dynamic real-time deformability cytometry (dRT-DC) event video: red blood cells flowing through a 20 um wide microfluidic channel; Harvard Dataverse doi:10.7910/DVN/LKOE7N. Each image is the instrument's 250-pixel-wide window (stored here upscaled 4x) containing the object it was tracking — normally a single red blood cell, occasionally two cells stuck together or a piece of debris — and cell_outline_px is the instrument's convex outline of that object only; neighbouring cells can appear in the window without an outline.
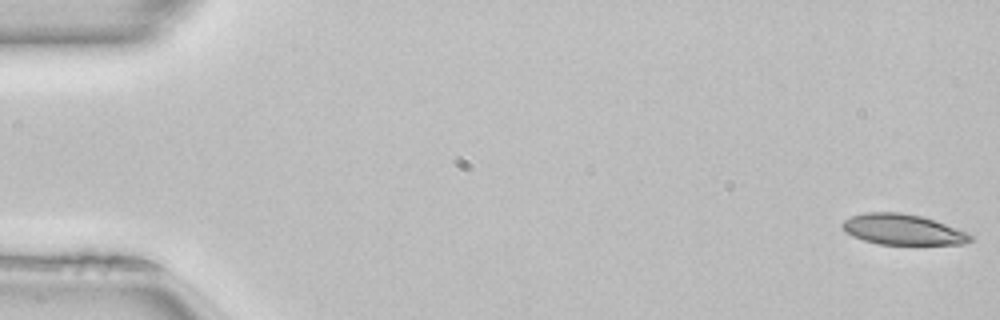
{"species": "common noctule bat (a hibernating species)", "species_latin": "Nyctalus noctula", "temperature_condition": "room temperature", "stored_images_in_passage": 50, "camera_frame_rate_fps": 3000, "um_per_image_px": 0.085, "animal": {"sex": "female", "body_mass_g": 22.7, "forearm_length_mm": 54.2}, "frame": {"image": 1, "passage_image": 1, "time_ms": 0.0, "image_size_px": [1000, 320], "cell_outline_px": [[972, 240], [964, 244], [880, 244], [864, 240], [852, 236], [840, 224], [844, 220], [852, 216], [864, 212], [900, 212], [920, 216], [968, 232], [972, 236]], "centroid_in_image_um": [76.73, 19.51], "position_along_channel_um": 8.3, "area_um2": 22.54}}
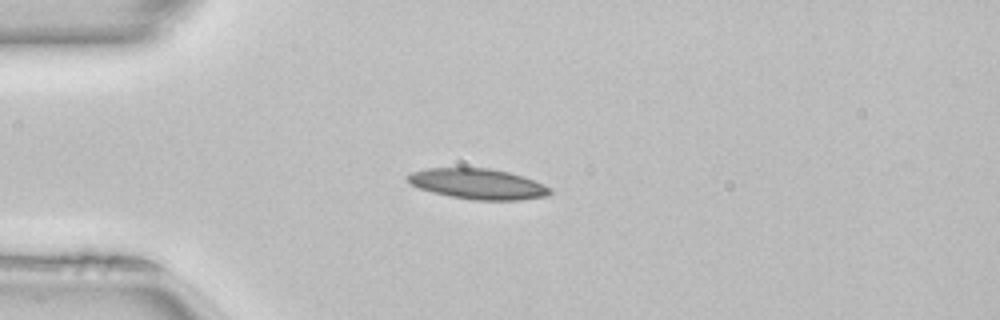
{"frame": {"image": 2, "passage_image": 13, "time_ms": 4.0, "image_size_px": [1000, 320], "cell_outline_px": [[552, 192], [548, 196], [520, 200], [476, 200], [448, 196], [432, 192], [420, 188], [412, 184], [404, 176], [412, 172], [428, 168], [488, 168], [508, 172], [524, 176], [544, 184], [552, 188]], "centroid_in_image_um": [40.66, 15.64], "position_along_channel_um": 44.3, "area_um2": 25.37}}
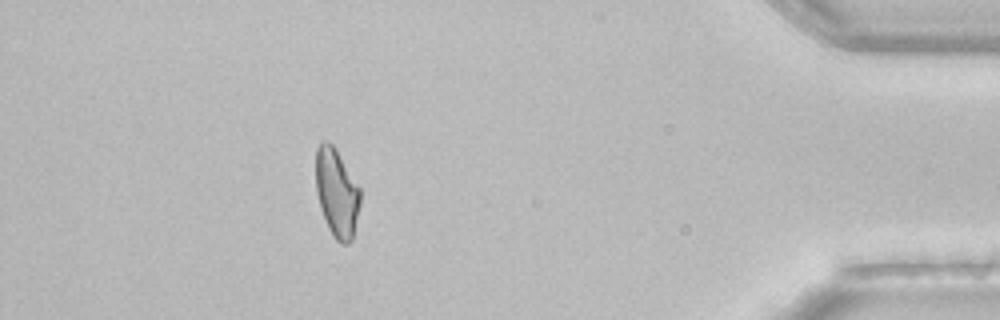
{"frame": {"image": 3, "passage_image": 45, "time_ms": 14.667, "image_size_px": [1000, 320], "cell_outline_px": [[360, 204], [352, 240], [348, 244], [340, 244], [332, 236], [328, 228], [320, 208], [316, 192], [316, 148], [324, 140], [328, 140], [332, 144], [360, 188]], "centroid_in_image_um": [28.61, 16.43], "position_along_channel_um": 406.6, "area_um2": 22.83}}